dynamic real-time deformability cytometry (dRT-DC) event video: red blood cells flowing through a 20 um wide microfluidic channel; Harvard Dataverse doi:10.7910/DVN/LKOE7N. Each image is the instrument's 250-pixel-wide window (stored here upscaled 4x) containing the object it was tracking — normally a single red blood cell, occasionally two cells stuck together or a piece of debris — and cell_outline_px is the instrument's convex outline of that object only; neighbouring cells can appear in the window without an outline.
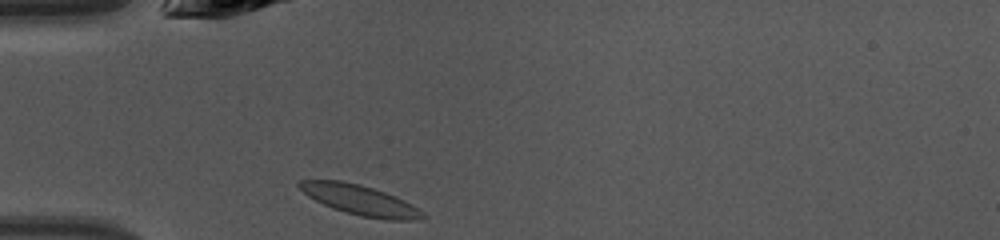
{"species": "common noctule bat (a hibernating species)", "species_latin": "Nyctalus noctula", "temperature_condition": "warm", "stored_images_in_passage": 34, "camera_frame_rate_fps": 3000, "um_per_image_px": 0.085, "animal": {"sex": "female", "body_mass_g": 10.0, "forearm_length_mm": 53.1}, "frame": {"image": 1, "passage_image": 1, "time_ms": 0.0, "image_size_px": [1000, 240], "cell_outline_px": [[428, 216], [416, 220], [388, 220], [360, 216], [344, 212], [332, 208], [308, 196], [296, 184], [300, 180], [340, 180], [360, 184], [384, 192], [404, 200], [412, 204], [424, 212]], "centroid_in_image_um": [30.62, 17.01], "position_along_channel_um": 54.4, "area_um2": 21.56}}
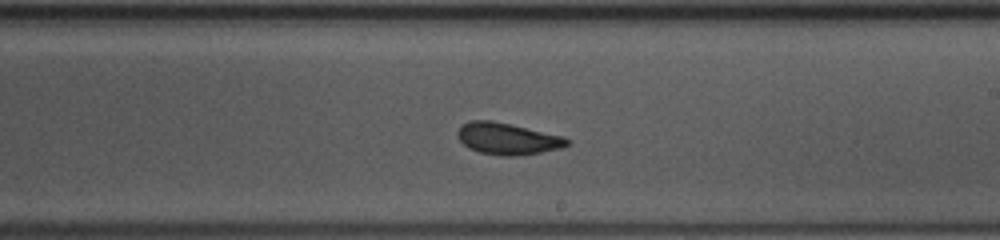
{"frame": {"image": 2, "passage_image": 15, "time_ms": 4.667, "image_size_px": [1000, 240], "cell_outline_px": [[572, 144], [560, 148], [540, 152], [516, 156], [504, 156], [480, 152], [468, 148], [460, 140], [456, 132], [464, 124], [472, 120], [492, 120], [564, 136], [572, 140]], "centroid_in_image_um": [43.18, 11.79], "position_along_channel_um": 245.8, "area_um2": 20.17}}
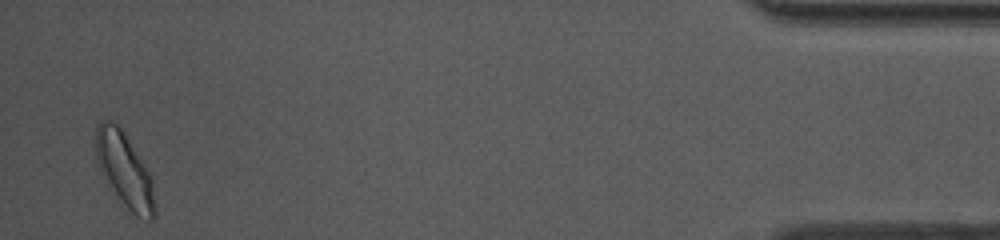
{"frame": {"image": 3, "passage_image": 33, "time_ms": 10.667, "image_size_px": [1000, 240], "cell_outline_px": [[156, 216], [152, 220], [148, 220], [136, 216], [124, 204], [100, 172], [96, 160], [96, 128], [100, 120], [112, 120], [120, 128], [144, 164], [152, 180], [156, 208]], "centroid_in_image_um": [10.59, 14.47], "position_along_channel_um": 424.6, "area_um2": 25.14}, "authors_computed_cell_mechanics": {"area_um2": 20.3456, "velocity_mm_per_s": 4.2533, "shape_relaxation_time_tau1_ms": 3.3904, "shape_relaxation_time_tau2_ms": 1.393, "deformation_change_tau1": 0.1008, "deformation_change_tau2": 0.0533}}